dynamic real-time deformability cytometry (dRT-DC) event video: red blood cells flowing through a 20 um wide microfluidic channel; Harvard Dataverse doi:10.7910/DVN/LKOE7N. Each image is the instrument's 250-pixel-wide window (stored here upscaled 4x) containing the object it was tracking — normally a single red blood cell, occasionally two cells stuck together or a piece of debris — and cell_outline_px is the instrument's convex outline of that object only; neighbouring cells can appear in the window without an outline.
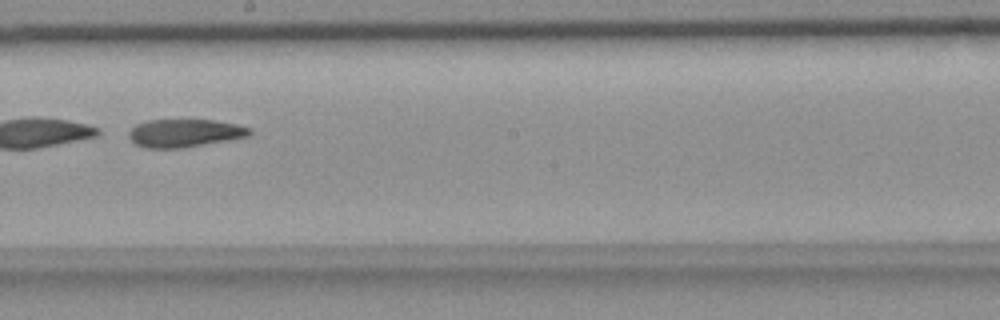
{"species": "common noctule bat (a hibernating species)", "species_latin": "Nyctalus noctula", "temperature_condition": "room temperature", "stored_images_in_passage": 54, "camera_frame_rate_fps": 3000, "um_per_image_px": 0.085, "animal": {"sex": "female", "body_mass_g": 18.4}, "frame": {"image": 1, "passage_image": 31, "time_ms": 10.0, "image_size_px": [1000, 320], "cell_outline_px": [[252, 132], [248, 136], [228, 140], [184, 148], [144, 148], [136, 144], [128, 136], [128, 132], [136, 124], [148, 120], [212, 120], [236, 124], [252, 128]], "centroid_in_image_um": [15.69, 11.31], "position_along_channel_um": 232.5, "area_um2": 19.71}}